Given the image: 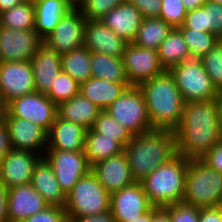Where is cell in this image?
<instances>
[{
	"mask_svg": "<svg viewBox=\"0 0 222 222\" xmlns=\"http://www.w3.org/2000/svg\"><path fill=\"white\" fill-rule=\"evenodd\" d=\"M174 134L177 154L187 159H201L222 139L215 100L184 103L182 120Z\"/></svg>",
	"mask_w": 222,
	"mask_h": 222,
	"instance_id": "6da1fadb",
	"label": "cell"
},
{
	"mask_svg": "<svg viewBox=\"0 0 222 222\" xmlns=\"http://www.w3.org/2000/svg\"><path fill=\"white\" fill-rule=\"evenodd\" d=\"M138 87L143 93L152 129L175 132L182 120L184 102L172 74L165 71Z\"/></svg>",
	"mask_w": 222,
	"mask_h": 222,
	"instance_id": "7a4b0ae2",
	"label": "cell"
},
{
	"mask_svg": "<svg viewBox=\"0 0 222 222\" xmlns=\"http://www.w3.org/2000/svg\"><path fill=\"white\" fill-rule=\"evenodd\" d=\"M124 153L134 180L141 182L177 154L175 134L164 129H150L134 135Z\"/></svg>",
	"mask_w": 222,
	"mask_h": 222,
	"instance_id": "3957f363",
	"label": "cell"
},
{
	"mask_svg": "<svg viewBox=\"0 0 222 222\" xmlns=\"http://www.w3.org/2000/svg\"><path fill=\"white\" fill-rule=\"evenodd\" d=\"M188 165L189 159L176 154L141 181L153 206L163 208L183 202Z\"/></svg>",
	"mask_w": 222,
	"mask_h": 222,
	"instance_id": "277c9868",
	"label": "cell"
},
{
	"mask_svg": "<svg viewBox=\"0 0 222 222\" xmlns=\"http://www.w3.org/2000/svg\"><path fill=\"white\" fill-rule=\"evenodd\" d=\"M183 203L199 208L222 206V173L201 159H189Z\"/></svg>",
	"mask_w": 222,
	"mask_h": 222,
	"instance_id": "5b68a950",
	"label": "cell"
},
{
	"mask_svg": "<svg viewBox=\"0 0 222 222\" xmlns=\"http://www.w3.org/2000/svg\"><path fill=\"white\" fill-rule=\"evenodd\" d=\"M111 194L90 171L80 178L66 195L65 210L69 222L76 218L110 211Z\"/></svg>",
	"mask_w": 222,
	"mask_h": 222,
	"instance_id": "8992f818",
	"label": "cell"
},
{
	"mask_svg": "<svg viewBox=\"0 0 222 222\" xmlns=\"http://www.w3.org/2000/svg\"><path fill=\"white\" fill-rule=\"evenodd\" d=\"M169 72L175 79L184 103L215 100L217 89L204 70L201 59H185L179 65L173 66Z\"/></svg>",
	"mask_w": 222,
	"mask_h": 222,
	"instance_id": "52a82bcc",
	"label": "cell"
},
{
	"mask_svg": "<svg viewBox=\"0 0 222 222\" xmlns=\"http://www.w3.org/2000/svg\"><path fill=\"white\" fill-rule=\"evenodd\" d=\"M106 112L133 135L152 129L145 99L138 86L127 87Z\"/></svg>",
	"mask_w": 222,
	"mask_h": 222,
	"instance_id": "ba28073f",
	"label": "cell"
},
{
	"mask_svg": "<svg viewBox=\"0 0 222 222\" xmlns=\"http://www.w3.org/2000/svg\"><path fill=\"white\" fill-rule=\"evenodd\" d=\"M57 115V105L46 94L34 92L10 101L2 117H19L49 132Z\"/></svg>",
	"mask_w": 222,
	"mask_h": 222,
	"instance_id": "9c48e42d",
	"label": "cell"
},
{
	"mask_svg": "<svg viewBox=\"0 0 222 222\" xmlns=\"http://www.w3.org/2000/svg\"><path fill=\"white\" fill-rule=\"evenodd\" d=\"M44 157L52 165L61 190L67 195L91 171L85 151L46 149Z\"/></svg>",
	"mask_w": 222,
	"mask_h": 222,
	"instance_id": "30bf717a",
	"label": "cell"
},
{
	"mask_svg": "<svg viewBox=\"0 0 222 222\" xmlns=\"http://www.w3.org/2000/svg\"><path fill=\"white\" fill-rule=\"evenodd\" d=\"M36 92L30 61L0 62V100L5 107L13 99Z\"/></svg>",
	"mask_w": 222,
	"mask_h": 222,
	"instance_id": "8fae6325",
	"label": "cell"
},
{
	"mask_svg": "<svg viewBox=\"0 0 222 222\" xmlns=\"http://www.w3.org/2000/svg\"><path fill=\"white\" fill-rule=\"evenodd\" d=\"M122 61L127 81L133 86L166 71L161 65L157 50L142 48L133 43L127 44Z\"/></svg>",
	"mask_w": 222,
	"mask_h": 222,
	"instance_id": "7c38bea8",
	"label": "cell"
},
{
	"mask_svg": "<svg viewBox=\"0 0 222 222\" xmlns=\"http://www.w3.org/2000/svg\"><path fill=\"white\" fill-rule=\"evenodd\" d=\"M87 20L77 7L62 17L43 43L60 55L84 46V32Z\"/></svg>",
	"mask_w": 222,
	"mask_h": 222,
	"instance_id": "4fadbf2b",
	"label": "cell"
},
{
	"mask_svg": "<svg viewBox=\"0 0 222 222\" xmlns=\"http://www.w3.org/2000/svg\"><path fill=\"white\" fill-rule=\"evenodd\" d=\"M42 41L34 29L16 30L0 26V62L30 61Z\"/></svg>",
	"mask_w": 222,
	"mask_h": 222,
	"instance_id": "5bb4252c",
	"label": "cell"
},
{
	"mask_svg": "<svg viewBox=\"0 0 222 222\" xmlns=\"http://www.w3.org/2000/svg\"><path fill=\"white\" fill-rule=\"evenodd\" d=\"M152 206L141 182H135L110 196V212L116 222L133 220Z\"/></svg>",
	"mask_w": 222,
	"mask_h": 222,
	"instance_id": "9a60e30c",
	"label": "cell"
},
{
	"mask_svg": "<svg viewBox=\"0 0 222 222\" xmlns=\"http://www.w3.org/2000/svg\"><path fill=\"white\" fill-rule=\"evenodd\" d=\"M42 157L31 151L12 149L0 164V181L8 189L31 183L35 166Z\"/></svg>",
	"mask_w": 222,
	"mask_h": 222,
	"instance_id": "2e32d148",
	"label": "cell"
},
{
	"mask_svg": "<svg viewBox=\"0 0 222 222\" xmlns=\"http://www.w3.org/2000/svg\"><path fill=\"white\" fill-rule=\"evenodd\" d=\"M2 119L8 125L13 149L31 151L44 157L48 143V132L45 129L19 117Z\"/></svg>",
	"mask_w": 222,
	"mask_h": 222,
	"instance_id": "e0dca14e",
	"label": "cell"
},
{
	"mask_svg": "<svg viewBox=\"0 0 222 222\" xmlns=\"http://www.w3.org/2000/svg\"><path fill=\"white\" fill-rule=\"evenodd\" d=\"M91 172L110 194L136 182L124 152L95 163Z\"/></svg>",
	"mask_w": 222,
	"mask_h": 222,
	"instance_id": "ac0fdd59",
	"label": "cell"
},
{
	"mask_svg": "<svg viewBox=\"0 0 222 222\" xmlns=\"http://www.w3.org/2000/svg\"><path fill=\"white\" fill-rule=\"evenodd\" d=\"M49 205L32 184L18 185L8 189V215L10 222H22L44 211Z\"/></svg>",
	"mask_w": 222,
	"mask_h": 222,
	"instance_id": "d6986e66",
	"label": "cell"
},
{
	"mask_svg": "<svg viewBox=\"0 0 222 222\" xmlns=\"http://www.w3.org/2000/svg\"><path fill=\"white\" fill-rule=\"evenodd\" d=\"M127 42L108 28L101 20H87L84 32V46L91 53H104L122 57Z\"/></svg>",
	"mask_w": 222,
	"mask_h": 222,
	"instance_id": "ffe728a7",
	"label": "cell"
},
{
	"mask_svg": "<svg viewBox=\"0 0 222 222\" xmlns=\"http://www.w3.org/2000/svg\"><path fill=\"white\" fill-rule=\"evenodd\" d=\"M36 92L47 94L61 69V55L43 42L30 60Z\"/></svg>",
	"mask_w": 222,
	"mask_h": 222,
	"instance_id": "44dd1931",
	"label": "cell"
},
{
	"mask_svg": "<svg viewBox=\"0 0 222 222\" xmlns=\"http://www.w3.org/2000/svg\"><path fill=\"white\" fill-rule=\"evenodd\" d=\"M143 16L131 2H121L110 10L101 21L127 43H132L137 35Z\"/></svg>",
	"mask_w": 222,
	"mask_h": 222,
	"instance_id": "7402d4cb",
	"label": "cell"
},
{
	"mask_svg": "<svg viewBox=\"0 0 222 222\" xmlns=\"http://www.w3.org/2000/svg\"><path fill=\"white\" fill-rule=\"evenodd\" d=\"M86 129L58 115L48 132L47 149L84 151Z\"/></svg>",
	"mask_w": 222,
	"mask_h": 222,
	"instance_id": "603a6c76",
	"label": "cell"
},
{
	"mask_svg": "<svg viewBox=\"0 0 222 222\" xmlns=\"http://www.w3.org/2000/svg\"><path fill=\"white\" fill-rule=\"evenodd\" d=\"M31 184L49 206L65 208L66 195L60 188L52 165L45 157L36 164Z\"/></svg>",
	"mask_w": 222,
	"mask_h": 222,
	"instance_id": "cb8c5ba5",
	"label": "cell"
},
{
	"mask_svg": "<svg viewBox=\"0 0 222 222\" xmlns=\"http://www.w3.org/2000/svg\"><path fill=\"white\" fill-rule=\"evenodd\" d=\"M74 6L67 0H37L34 3V30L43 40Z\"/></svg>",
	"mask_w": 222,
	"mask_h": 222,
	"instance_id": "d4e9b609",
	"label": "cell"
},
{
	"mask_svg": "<svg viewBox=\"0 0 222 222\" xmlns=\"http://www.w3.org/2000/svg\"><path fill=\"white\" fill-rule=\"evenodd\" d=\"M130 86L129 82H110L91 77L80 84V94L104 111Z\"/></svg>",
	"mask_w": 222,
	"mask_h": 222,
	"instance_id": "484cf974",
	"label": "cell"
},
{
	"mask_svg": "<svg viewBox=\"0 0 222 222\" xmlns=\"http://www.w3.org/2000/svg\"><path fill=\"white\" fill-rule=\"evenodd\" d=\"M57 111L60 118L89 130L102 110L79 93L57 106Z\"/></svg>",
	"mask_w": 222,
	"mask_h": 222,
	"instance_id": "4316f807",
	"label": "cell"
},
{
	"mask_svg": "<svg viewBox=\"0 0 222 222\" xmlns=\"http://www.w3.org/2000/svg\"><path fill=\"white\" fill-rule=\"evenodd\" d=\"M158 56L161 65L166 71L179 65L185 59L191 58L187 43L178 28H173L168 36L159 45Z\"/></svg>",
	"mask_w": 222,
	"mask_h": 222,
	"instance_id": "83f0119b",
	"label": "cell"
},
{
	"mask_svg": "<svg viewBox=\"0 0 222 222\" xmlns=\"http://www.w3.org/2000/svg\"><path fill=\"white\" fill-rule=\"evenodd\" d=\"M85 155L90 166L104 159L116 156L124 152V148L114 140L92 129L86 131Z\"/></svg>",
	"mask_w": 222,
	"mask_h": 222,
	"instance_id": "f1b7e54d",
	"label": "cell"
},
{
	"mask_svg": "<svg viewBox=\"0 0 222 222\" xmlns=\"http://www.w3.org/2000/svg\"><path fill=\"white\" fill-rule=\"evenodd\" d=\"M62 72L70 75L79 84L92 77L91 52L85 47L61 55Z\"/></svg>",
	"mask_w": 222,
	"mask_h": 222,
	"instance_id": "f546056e",
	"label": "cell"
},
{
	"mask_svg": "<svg viewBox=\"0 0 222 222\" xmlns=\"http://www.w3.org/2000/svg\"><path fill=\"white\" fill-rule=\"evenodd\" d=\"M173 28L161 18H143L133 44L157 50Z\"/></svg>",
	"mask_w": 222,
	"mask_h": 222,
	"instance_id": "4dcf8cb0",
	"label": "cell"
},
{
	"mask_svg": "<svg viewBox=\"0 0 222 222\" xmlns=\"http://www.w3.org/2000/svg\"><path fill=\"white\" fill-rule=\"evenodd\" d=\"M91 73L93 78L110 82H128L122 57L104 53H91Z\"/></svg>",
	"mask_w": 222,
	"mask_h": 222,
	"instance_id": "1f68e13d",
	"label": "cell"
},
{
	"mask_svg": "<svg viewBox=\"0 0 222 222\" xmlns=\"http://www.w3.org/2000/svg\"><path fill=\"white\" fill-rule=\"evenodd\" d=\"M0 26L16 30L34 29V2L23 1L10 10L0 13Z\"/></svg>",
	"mask_w": 222,
	"mask_h": 222,
	"instance_id": "d6a6232c",
	"label": "cell"
},
{
	"mask_svg": "<svg viewBox=\"0 0 222 222\" xmlns=\"http://www.w3.org/2000/svg\"><path fill=\"white\" fill-rule=\"evenodd\" d=\"M91 129L105 137L114 138L123 148L128 145L134 136L126 127H123L111 117L106 110L99 113Z\"/></svg>",
	"mask_w": 222,
	"mask_h": 222,
	"instance_id": "836d02e7",
	"label": "cell"
},
{
	"mask_svg": "<svg viewBox=\"0 0 222 222\" xmlns=\"http://www.w3.org/2000/svg\"><path fill=\"white\" fill-rule=\"evenodd\" d=\"M187 43L191 58L201 59L213 49L221 39L214 33L201 32L189 28H178Z\"/></svg>",
	"mask_w": 222,
	"mask_h": 222,
	"instance_id": "e575fe53",
	"label": "cell"
},
{
	"mask_svg": "<svg viewBox=\"0 0 222 222\" xmlns=\"http://www.w3.org/2000/svg\"><path fill=\"white\" fill-rule=\"evenodd\" d=\"M80 93V84L70 75L60 72L46 94L57 106Z\"/></svg>",
	"mask_w": 222,
	"mask_h": 222,
	"instance_id": "d590c367",
	"label": "cell"
},
{
	"mask_svg": "<svg viewBox=\"0 0 222 222\" xmlns=\"http://www.w3.org/2000/svg\"><path fill=\"white\" fill-rule=\"evenodd\" d=\"M201 62L214 87L217 91L222 90V41L205 54Z\"/></svg>",
	"mask_w": 222,
	"mask_h": 222,
	"instance_id": "8d00e7d4",
	"label": "cell"
},
{
	"mask_svg": "<svg viewBox=\"0 0 222 222\" xmlns=\"http://www.w3.org/2000/svg\"><path fill=\"white\" fill-rule=\"evenodd\" d=\"M120 0H83L77 7L86 20H101Z\"/></svg>",
	"mask_w": 222,
	"mask_h": 222,
	"instance_id": "74e56055",
	"label": "cell"
},
{
	"mask_svg": "<svg viewBox=\"0 0 222 222\" xmlns=\"http://www.w3.org/2000/svg\"><path fill=\"white\" fill-rule=\"evenodd\" d=\"M187 10L182 0H162L159 18L172 28L181 27L184 23Z\"/></svg>",
	"mask_w": 222,
	"mask_h": 222,
	"instance_id": "f35d334b",
	"label": "cell"
},
{
	"mask_svg": "<svg viewBox=\"0 0 222 222\" xmlns=\"http://www.w3.org/2000/svg\"><path fill=\"white\" fill-rule=\"evenodd\" d=\"M170 218V222H199L200 208L183 202L162 208Z\"/></svg>",
	"mask_w": 222,
	"mask_h": 222,
	"instance_id": "ab89813d",
	"label": "cell"
},
{
	"mask_svg": "<svg viewBox=\"0 0 222 222\" xmlns=\"http://www.w3.org/2000/svg\"><path fill=\"white\" fill-rule=\"evenodd\" d=\"M202 6L207 10L208 32L222 39V5L209 0Z\"/></svg>",
	"mask_w": 222,
	"mask_h": 222,
	"instance_id": "60d3db41",
	"label": "cell"
},
{
	"mask_svg": "<svg viewBox=\"0 0 222 222\" xmlns=\"http://www.w3.org/2000/svg\"><path fill=\"white\" fill-rule=\"evenodd\" d=\"M178 28H189L201 32H208L207 10L201 6L187 11L183 25Z\"/></svg>",
	"mask_w": 222,
	"mask_h": 222,
	"instance_id": "b9f144b4",
	"label": "cell"
},
{
	"mask_svg": "<svg viewBox=\"0 0 222 222\" xmlns=\"http://www.w3.org/2000/svg\"><path fill=\"white\" fill-rule=\"evenodd\" d=\"M22 222H69V219L64 208L49 206L44 211L30 216Z\"/></svg>",
	"mask_w": 222,
	"mask_h": 222,
	"instance_id": "7bdbcfd3",
	"label": "cell"
},
{
	"mask_svg": "<svg viewBox=\"0 0 222 222\" xmlns=\"http://www.w3.org/2000/svg\"><path fill=\"white\" fill-rule=\"evenodd\" d=\"M141 12L143 18H159L162 0H130Z\"/></svg>",
	"mask_w": 222,
	"mask_h": 222,
	"instance_id": "ee69618b",
	"label": "cell"
},
{
	"mask_svg": "<svg viewBox=\"0 0 222 222\" xmlns=\"http://www.w3.org/2000/svg\"><path fill=\"white\" fill-rule=\"evenodd\" d=\"M201 160L210 168L222 173V139Z\"/></svg>",
	"mask_w": 222,
	"mask_h": 222,
	"instance_id": "f6af8a7d",
	"label": "cell"
},
{
	"mask_svg": "<svg viewBox=\"0 0 222 222\" xmlns=\"http://www.w3.org/2000/svg\"><path fill=\"white\" fill-rule=\"evenodd\" d=\"M12 149L8 125L3 119H0V164Z\"/></svg>",
	"mask_w": 222,
	"mask_h": 222,
	"instance_id": "bcb514c9",
	"label": "cell"
},
{
	"mask_svg": "<svg viewBox=\"0 0 222 222\" xmlns=\"http://www.w3.org/2000/svg\"><path fill=\"white\" fill-rule=\"evenodd\" d=\"M199 222H222V206L200 208Z\"/></svg>",
	"mask_w": 222,
	"mask_h": 222,
	"instance_id": "7dc6e473",
	"label": "cell"
},
{
	"mask_svg": "<svg viewBox=\"0 0 222 222\" xmlns=\"http://www.w3.org/2000/svg\"><path fill=\"white\" fill-rule=\"evenodd\" d=\"M0 222H10L8 215V188L0 181Z\"/></svg>",
	"mask_w": 222,
	"mask_h": 222,
	"instance_id": "c3c4849f",
	"label": "cell"
},
{
	"mask_svg": "<svg viewBox=\"0 0 222 222\" xmlns=\"http://www.w3.org/2000/svg\"><path fill=\"white\" fill-rule=\"evenodd\" d=\"M73 222H116L110 211L76 218Z\"/></svg>",
	"mask_w": 222,
	"mask_h": 222,
	"instance_id": "681fc988",
	"label": "cell"
},
{
	"mask_svg": "<svg viewBox=\"0 0 222 222\" xmlns=\"http://www.w3.org/2000/svg\"><path fill=\"white\" fill-rule=\"evenodd\" d=\"M160 209V207L152 206L148 211L144 212L142 215L130 220L128 222H152L153 215Z\"/></svg>",
	"mask_w": 222,
	"mask_h": 222,
	"instance_id": "f907efd6",
	"label": "cell"
},
{
	"mask_svg": "<svg viewBox=\"0 0 222 222\" xmlns=\"http://www.w3.org/2000/svg\"><path fill=\"white\" fill-rule=\"evenodd\" d=\"M207 1L209 0H182V3L184 4L186 10L190 11L198 7H201Z\"/></svg>",
	"mask_w": 222,
	"mask_h": 222,
	"instance_id": "816d5d0a",
	"label": "cell"
},
{
	"mask_svg": "<svg viewBox=\"0 0 222 222\" xmlns=\"http://www.w3.org/2000/svg\"><path fill=\"white\" fill-rule=\"evenodd\" d=\"M21 2L23 0H0V13L10 10Z\"/></svg>",
	"mask_w": 222,
	"mask_h": 222,
	"instance_id": "f5cc1de1",
	"label": "cell"
},
{
	"mask_svg": "<svg viewBox=\"0 0 222 222\" xmlns=\"http://www.w3.org/2000/svg\"><path fill=\"white\" fill-rule=\"evenodd\" d=\"M152 222H170L169 215L160 208L154 215Z\"/></svg>",
	"mask_w": 222,
	"mask_h": 222,
	"instance_id": "db71d44e",
	"label": "cell"
},
{
	"mask_svg": "<svg viewBox=\"0 0 222 222\" xmlns=\"http://www.w3.org/2000/svg\"><path fill=\"white\" fill-rule=\"evenodd\" d=\"M215 102H216L217 108H218L219 119L222 124V90L217 91Z\"/></svg>",
	"mask_w": 222,
	"mask_h": 222,
	"instance_id": "11a10c76",
	"label": "cell"
},
{
	"mask_svg": "<svg viewBox=\"0 0 222 222\" xmlns=\"http://www.w3.org/2000/svg\"><path fill=\"white\" fill-rule=\"evenodd\" d=\"M69 3H71L74 7H78L79 4L83 1V0H67Z\"/></svg>",
	"mask_w": 222,
	"mask_h": 222,
	"instance_id": "9f6ffc18",
	"label": "cell"
},
{
	"mask_svg": "<svg viewBox=\"0 0 222 222\" xmlns=\"http://www.w3.org/2000/svg\"><path fill=\"white\" fill-rule=\"evenodd\" d=\"M3 112H4V106L0 100V118H2Z\"/></svg>",
	"mask_w": 222,
	"mask_h": 222,
	"instance_id": "6f0895ef",
	"label": "cell"
},
{
	"mask_svg": "<svg viewBox=\"0 0 222 222\" xmlns=\"http://www.w3.org/2000/svg\"><path fill=\"white\" fill-rule=\"evenodd\" d=\"M213 1L214 3H217V4H221L222 5V0H211Z\"/></svg>",
	"mask_w": 222,
	"mask_h": 222,
	"instance_id": "680465c9",
	"label": "cell"
},
{
	"mask_svg": "<svg viewBox=\"0 0 222 222\" xmlns=\"http://www.w3.org/2000/svg\"><path fill=\"white\" fill-rule=\"evenodd\" d=\"M23 1H27V2H36L37 0H23Z\"/></svg>",
	"mask_w": 222,
	"mask_h": 222,
	"instance_id": "91938a15",
	"label": "cell"
},
{
	"mask_svg": "<svg viewBox=\"0 0 222 222\" xmlns=\"http://www.w3.org/2000/svg\"><path fill=\"white\" fill-rule=\"evenodd\" d=\"M120 2H130V0H120Z\"/></svg>",
	"mask_w": 222,
	"mask_h": 222,
	"instance_id": "94428289",
	"label": "cell"
}]
</instances>
